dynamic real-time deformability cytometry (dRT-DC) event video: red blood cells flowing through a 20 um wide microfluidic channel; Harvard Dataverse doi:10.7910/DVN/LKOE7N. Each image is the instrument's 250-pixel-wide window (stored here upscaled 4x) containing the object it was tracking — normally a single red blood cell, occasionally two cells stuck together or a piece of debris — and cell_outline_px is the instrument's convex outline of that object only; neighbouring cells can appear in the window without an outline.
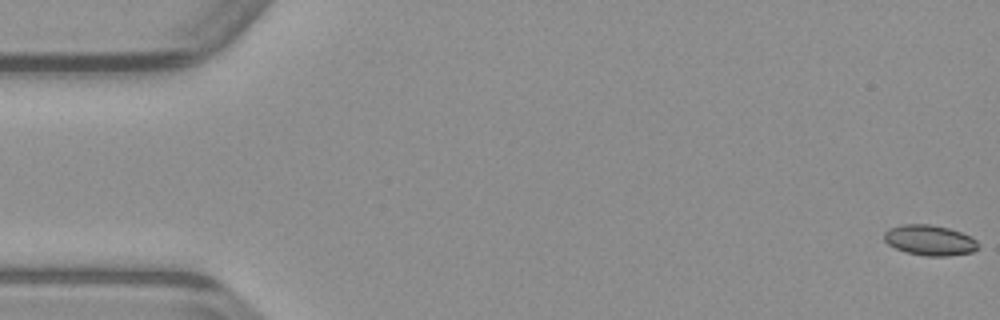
{"species": "common noctule bat (a hibernating species)", "species_latin": "Nyctalus noctula", "temperature_condition": "warm", "stored_images_in_passage": 50, "camera_frame_rate_fps": 3000, "um_per_image_px": 0.085, "animal": {"sex": "male", "body_mass_g": 23.1, "forearm_length_mm": 52.7}, "frame": {"image": 1, "passage_image": 1, "time_ms": 0.0, "image_size_px": [1000, 320], "cell_outline_px": [[980, 248], [972, 252], [944, 256], [924, 256], [908, 252], [896, 248], [888, 244], [884, 240], [884, 232], [888, 228], [900, 224], [928, 224], [948, 228], [960, 232], [976, 240]], "centroid_in_image_um": [79.0, 20.41], "position_along_channel_um": 6.0, "area_um2": 16.59}}
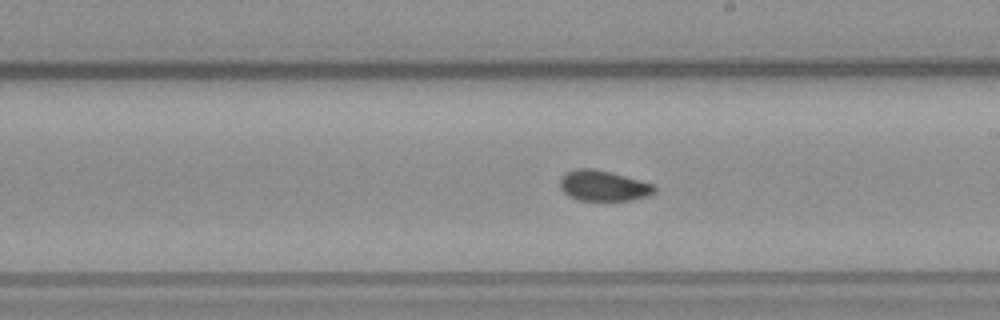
{"frame": {"image": 2, "passage_image": 28, "time_ms": 9.0, "image_size_px": [1000, 320], "cell_outline_px": [[656, 188], [652, 192], [644, 196], [628, 200], [580, 200], [568, 196], [560, 188], [560, 176], [564, 172], [576, 168], [592, 168], [624, 176], [652, 184]], "centroid_in_image_um": [51.17, 15.77], "position_along_channel_um": 237.8, "area_um2": 16.47}}
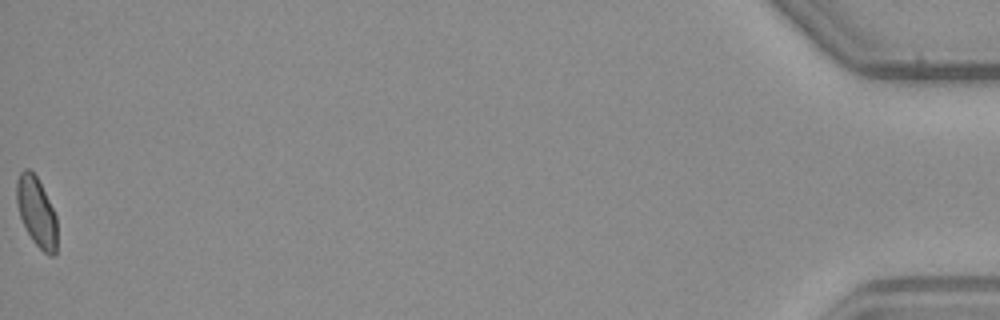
{"frame": {"image": 3, "passage_image": 50, "time_ms": 16.333, "image_size_px": [1000, 320], "cell_outline_px": [[56, 252], [52, 256], [48, 256], [32, 240], [20, 216], [16, 200], [16, 180], [20, 172], [24, 168], [28, 168], [36, 176], [56, 216]], "centroid_in_image_um": [3.09, 18.0], "position_along_channel_um": 432.1, "area_um2": 16.07}}